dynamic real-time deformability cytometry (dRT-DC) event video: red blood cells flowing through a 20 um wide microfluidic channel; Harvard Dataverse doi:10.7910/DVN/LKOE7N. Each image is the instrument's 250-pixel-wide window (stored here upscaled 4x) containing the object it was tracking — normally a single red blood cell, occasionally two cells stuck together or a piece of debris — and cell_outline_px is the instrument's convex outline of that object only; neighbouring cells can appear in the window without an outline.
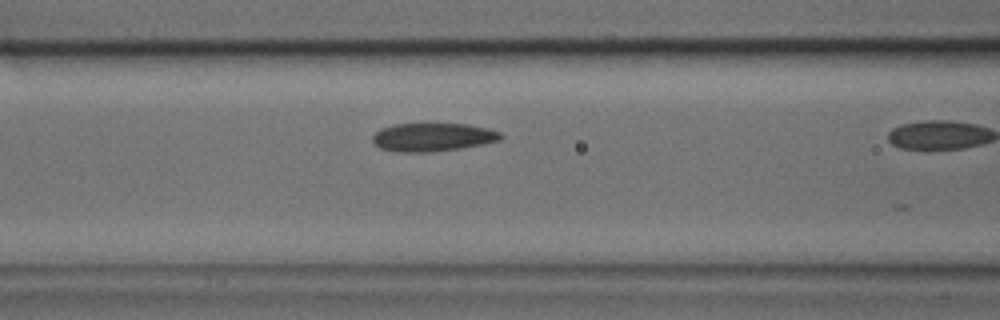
{"species": "common noctule bat (a hibernating species)", "species_latin": "Nyctalus noctula", "temperature_condition": "cold", "stored_images_in_passage": 13, "camera_frame_rate_fps": 3000, "um_per_image_px": 0.085, "animal": {"sex": "male", "body_mass_g": 17.9, "forearm_length_mm": 54.2}, "frame": {"image": 1, "passage_image": 10, "time_ms": 3.0, "image_size_px": [1000, 320], "cell_outline_px": [[504, 136], [500, 140], [484, 144], [460, 148], [428, 152], [396, 152], [380, 148], [372, 140], [372, 136], [380, 128], [392, 124], [468, 124], [488, 128], [500, 132]], "centroid_in_image_um": [36.78, 11.65], "position_along_channel_um": 129.8, "area_um2": 21.21}}